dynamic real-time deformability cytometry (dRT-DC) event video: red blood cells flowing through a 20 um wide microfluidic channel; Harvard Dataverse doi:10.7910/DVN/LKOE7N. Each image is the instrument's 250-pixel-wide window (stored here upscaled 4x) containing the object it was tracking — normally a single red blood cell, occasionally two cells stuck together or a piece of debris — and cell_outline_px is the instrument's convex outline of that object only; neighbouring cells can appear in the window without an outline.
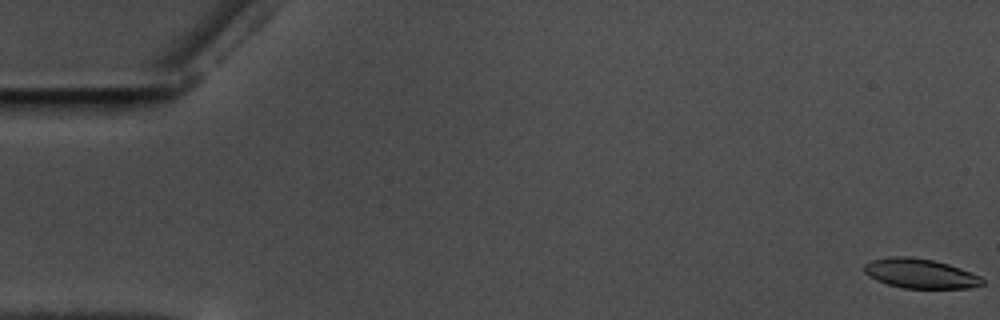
{"species": "common noctule bat (a hibernating species)", "species_latin": "Nyctalus noctula", "temperature_condition": "warm", "stored_images_in_passage": 59, "camera_frame_rate_fps": 3000, "um_per_image_px": 0.085, "animal": {"sex": "male", "body_mass_g": 17.5, "forearm_length_mm": 52.3}, "frame": {"image": 1, "passage_image": 1, "time_ms": 0.0, "image_size_px": [1000, 320], "cell_outline_px": [[984, 284], [968, 288], [904, 288], [888, 284], [876, 280], [868, 276], [864, 272], [864, 264], [872, 260], [892, 256], [908, 256], [932, 260], [948, 264], [960, 268], [980, 276], [984, 280]], "centroid_in_image_um": [78.2, 23.25], "position_along_channel_um": 6.8, "area_um2": 20.29}}
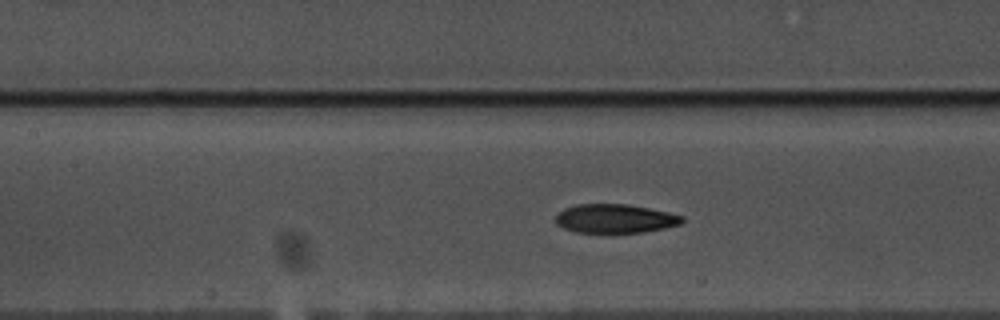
{"frame": {"image": 2, "passage_image": 27, "time_ms": 8.667, "image_size_px": [1000, 320], "cell_outline_px": [[684, 220], [680, 224], [664, 228], [644, 232], [576, 232], [564, 228], [556, 224], [556, 212], [564, 208], [576, 204], [628, 204], [668, 212], [684, 216]], "centroid_in_image_um": [52.26, 18.57], "position_along_channel_um": 155.1, "area_um2": 21.27}}
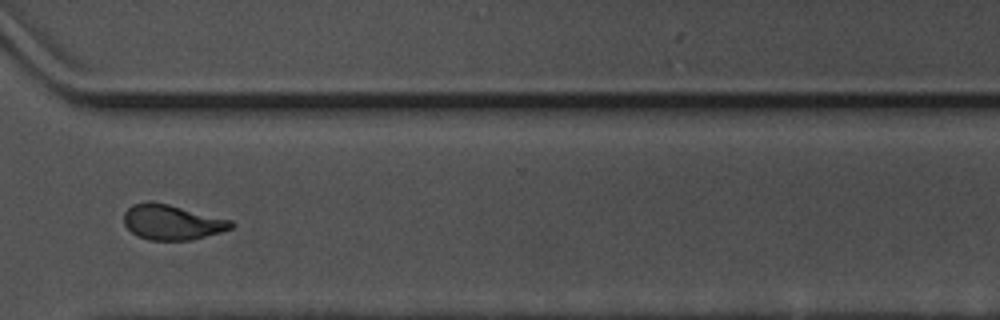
{"frame": {"image": 3, "passage_image": 44, "time_ms": 14.333, "image_size_px": [1000, 320], "cell_outline_px": [[236, 224], [232, 228], [220, 232], [192, 240], [148, 240], [132, 232], [124, 224], [124, 212], [132, 204], [168, 204], [232, 220]], "centroid_in_image_um": [14.67, 18.92], "position_along_channel_um": 355.9, "area_um2": 21.44}, "authors_computed_cell_mechanics": {"area_um2": 21.964, "velocity_mm_per_s": 3.5467, "shape_relaxation_time_tau1_ms": 5.4535, "shape_relaxation_time_tau2_ms": 2.4271, "deformation_change_tau1": 0.1818, "deformation_change_tau2": 0.081}}